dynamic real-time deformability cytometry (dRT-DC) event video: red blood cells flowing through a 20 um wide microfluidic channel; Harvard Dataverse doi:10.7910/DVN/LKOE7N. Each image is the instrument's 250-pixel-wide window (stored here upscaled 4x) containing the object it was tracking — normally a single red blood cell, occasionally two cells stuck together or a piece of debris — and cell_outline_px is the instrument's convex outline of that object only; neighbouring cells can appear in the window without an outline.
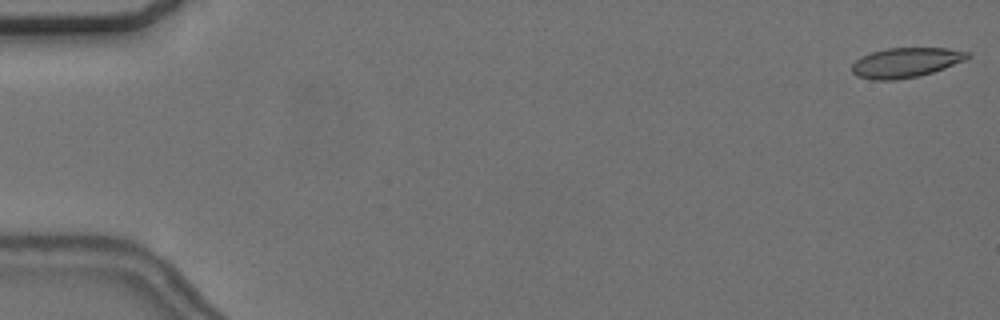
{"species": "common noctule bat (a hibernating species)", "species_latin": "Nyctalus noctula", "temperature_condition": "cold", "stored_images_in_passage": 56, "camera_frame_rate_fps": 3000, "um_per_image_px": 0.085, "animal": {"sex": "female", "body_mass_g": 24.6, "forearm_length_mm": 56.2}, "frame": {"image": 1, "passage_image": 1, "time_ms": 0.0, "image_size_px": [1000, 320], "cell_outline_px": [[972, 56], [964, 60], [944, 68], [932, 72], [916, 76], [896, 80], [872, 80], [856, 76], [852, 72], [852, 64], [856, 60], [872, 52], [888, 48], [948, 48], [972, 52]], "centroid_in_image_um": [77.01, 5.31], "position_along_channel_um": 8.0, "area_um2": 20.0}}
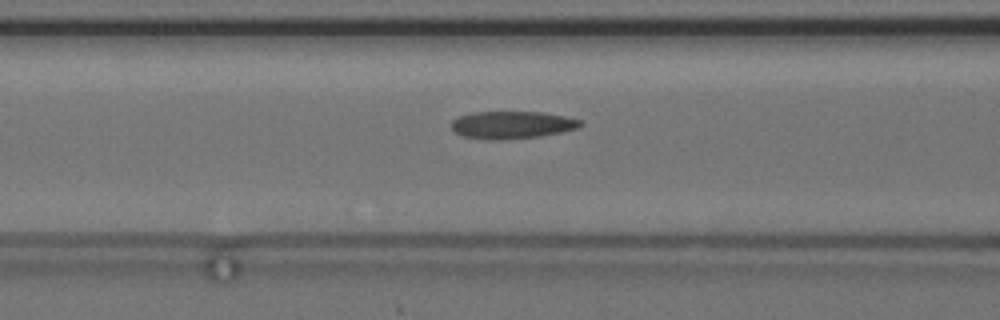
{"frame": {"image": 2, "passage_image": 23, "time_ms": 7.333, "image_size_px": [1000, 320], "cell_outline_px": [[584, 124], [580, 128], [540, 136], [500, 140], [488, 140], [464, 136], [456, 132], [452, 128], [452, 120], [460, 116], [472, 112], [540, 112], [564, 116], [580, 120]], "centroid_in_image_um": [43.54, 10.62], "position_along_channel_um": 123.1, "area_um2": 20.58}}
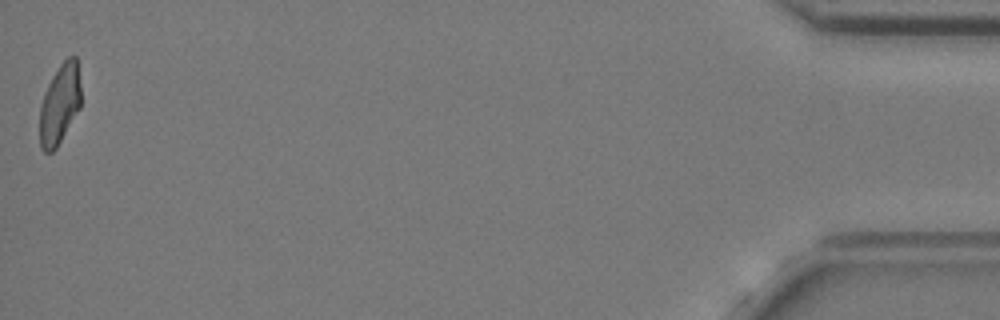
{"frame": {"image": 3, "passage_image": 56, "time_ms": 18.333, "image_size_px": [1000, 320], "cell_outline_px": [[80, 108], [56, 148], [52, 152], [44, 152], [40, 148], [40, 104], [44, 92], [52, 76], [60, 64], [68, 56], [76, 56], [80, 84]], "centroid_in_image_um": [5.06, 8.85], "position_along_channel_um": 430.1, "area_um2": 19.19}, "authors_computed_cell_mechanics": {"area_um2": 20.519, "velocity_mm_per_s": 3.6766, "shape_relaxation_time_tau1_ms": 3.2864, "shape_relaxation_time_tau2_ms": 2.1063, "deformation_change_tau1": 0.1322, "deformation_change_tau2": 0.1101}}